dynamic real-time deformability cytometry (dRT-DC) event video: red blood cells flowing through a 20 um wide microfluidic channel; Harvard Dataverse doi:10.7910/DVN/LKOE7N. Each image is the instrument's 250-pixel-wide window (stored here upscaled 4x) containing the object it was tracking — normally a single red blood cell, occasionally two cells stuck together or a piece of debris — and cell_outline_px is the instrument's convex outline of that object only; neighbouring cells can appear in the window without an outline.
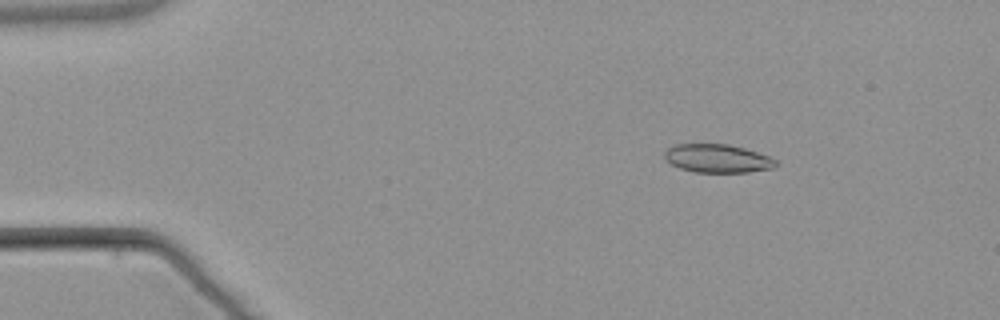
{"species": "common noctule bat (a hibernating species)", "species_latin": "Nyctalus noctula", "temperature_condition": "warm", "stored_images_in_passage": 7, "camera_frame_rate_fps": 3000, "um_per_image_px": 0.085, "animal": {"sex": "male", "body_mass_g": 21.5, "forearm_length_mm": 52.0}, "frame": {"image": 1, "passage_image": 3, "time_ms": 2.333, "image_size_px": [1000, 320], "cell_outline_px": [[776, 164], [772, 168], [748, 172], [696, 172], [680, 168], [672, 164], [664, 156], [664, 152], [668, 148], [676, 144], [728, 144], [744, 148], [768, 156], [776, 160]], "centroid_in_image_um": [60.97, 13.46], "position_along_channel_um": 24.0, "area_um2": 18.15}}
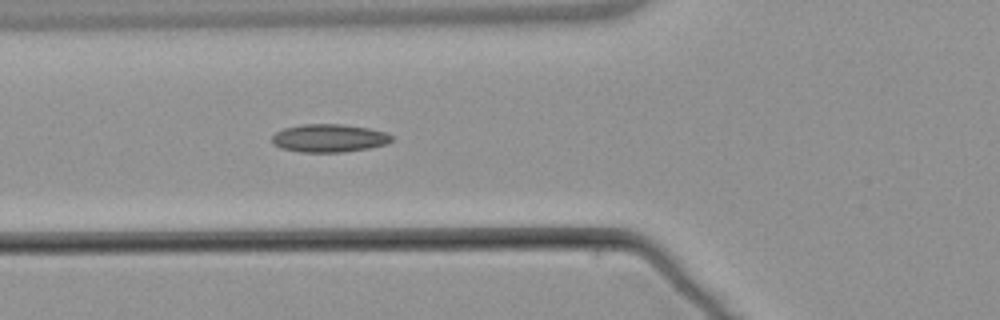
{"frame": {"image": 2, "passage_image": 6, "time_ms": 6.333, "image_size_px": [1000, 320], "cell_outline_px": [[392, 140], [384, 144], [368, 148], [344, 152], [300, 152], [280, 148], [272, 144], [272, 136], [276, 132], [284, 128], [304, 124], [340, 124], [368, 128], [384, 132], [392, 136]], "centroid_in_image_um": [27.92, 11.74], "position_along_channel_um": 97.9, "area_um2": 19.42}}